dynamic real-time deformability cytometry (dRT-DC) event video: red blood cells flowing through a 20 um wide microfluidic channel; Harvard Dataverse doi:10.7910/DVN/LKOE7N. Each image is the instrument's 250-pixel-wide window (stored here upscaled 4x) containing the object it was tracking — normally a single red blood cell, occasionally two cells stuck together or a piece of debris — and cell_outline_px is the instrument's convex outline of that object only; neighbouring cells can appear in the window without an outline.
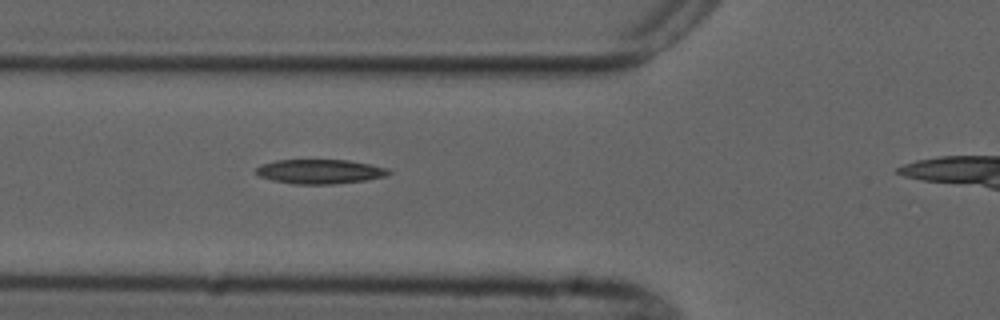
{"species": "common noctule bat (a hibernating species)", "species_latin": "Nyctalus noctula", "temperature_condition": "cold", "stored_images_in_passage": 4, "camera_frame_rate_fps": 3000, "um_per_image_px": 0.085, "animal": {"sex": "male", "forearm_length_mm": 52.5}, "frame": {"image": 1, "passage_image": 4, "time_ms": 4.333, "image_size_px": [1000, 320], "cell_outline_px": [[392, 172], [388, 176], [364, 180], [332, 184], [292, 184], [272, 180], [260, 176], [256, 172], [256, 168], [260, 164], [276, 160], [348, 160], [388, 168]], "centroid_in_image_um": [27.19, 14.58], "position_along_channel_um": 98.6, "area_um2": 18.84}}